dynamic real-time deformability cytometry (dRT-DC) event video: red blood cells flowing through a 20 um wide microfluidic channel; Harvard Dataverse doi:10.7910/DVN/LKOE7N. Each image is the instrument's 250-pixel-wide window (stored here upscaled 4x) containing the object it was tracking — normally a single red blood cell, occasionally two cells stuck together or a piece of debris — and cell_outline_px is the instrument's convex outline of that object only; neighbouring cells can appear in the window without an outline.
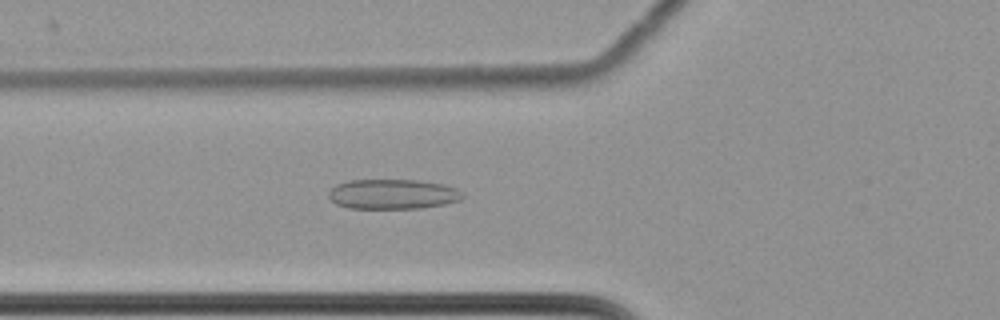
{"species": "common noctule bat (a hibernating species)", "species_latin": "Nyctalus noctula", "temperature_condition": "cold", "stored_images_in_passage": 61, "camera_frame_rate_fps": 3000, "um_per_image_px": 0.085, "animal": {"sex": "female", "body_mass_g": 22.7, "forearm_length_mm": 54.2}, "frame": {"image": 1, "passage_image": 24, "time_ms": 7.667, "image_size_px": [1000, 320], "cell_outline_px": [[464, 196], [460, 200], [444, 204], [420, 208], [348, 208], [336, 204], [328, 196], [328, 192], [336, 184], [348, 180], [420, 180], [444, 184], [456, 188]], "centroid_in_image_um": [33.37, 16.49], "position_along_channel_um": 92.4, "area_um2": 23.35}}
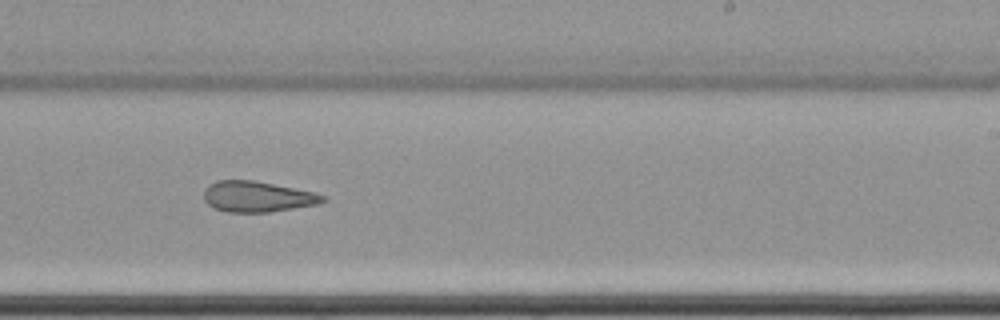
{"frame": {"image": 2, "passage_image": 39, "time_ms": 12.667, "image_size_px": [1000, 320], "cell_outline_px": [[328, 200], [320, 204], [268, 212], [228, 212], [212, 208], [204, 200], [204, 188], [208, 184], [216, 180], [252, 180], [316, 192], [328, 196]], "centroid_in_image_um": [21.9, 16.71], "position_along_channel_um": 267.1, "area_um2": 21.62}}
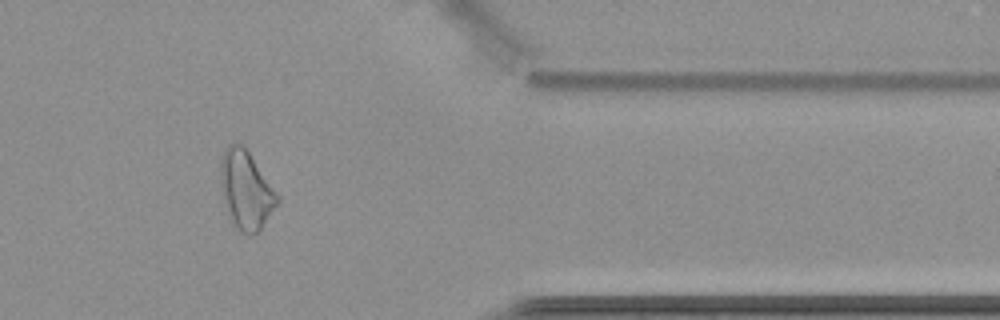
{"frame": {"image": 3, "passage_image": 51, "time_ms": 16.667, "image_size_px": [1000, 320], "cell_outline_px": [[280, 200], [260, 228], [256, 232], [240, 232], [232, 224], [224, 204], [220, 176], [220, 160], [228, 144], [240, 144], [248, 152], [280, 196]], "centroid_in_image_um": [20.89, 16.14], "position_along_channel_um": 390.5, "area_um2": 25.37}, "authors_computed_cell_mechanics": {"area_um2": 26.7036, "velocity_mm_per_s": 3.488, "shape_relaxation_time_tau1_ms": null, "shape_relaxation_time_tau2_ms": 3.3496, "deformation_change_tau1": null, "deformation_change_tau2": 0.1127}}